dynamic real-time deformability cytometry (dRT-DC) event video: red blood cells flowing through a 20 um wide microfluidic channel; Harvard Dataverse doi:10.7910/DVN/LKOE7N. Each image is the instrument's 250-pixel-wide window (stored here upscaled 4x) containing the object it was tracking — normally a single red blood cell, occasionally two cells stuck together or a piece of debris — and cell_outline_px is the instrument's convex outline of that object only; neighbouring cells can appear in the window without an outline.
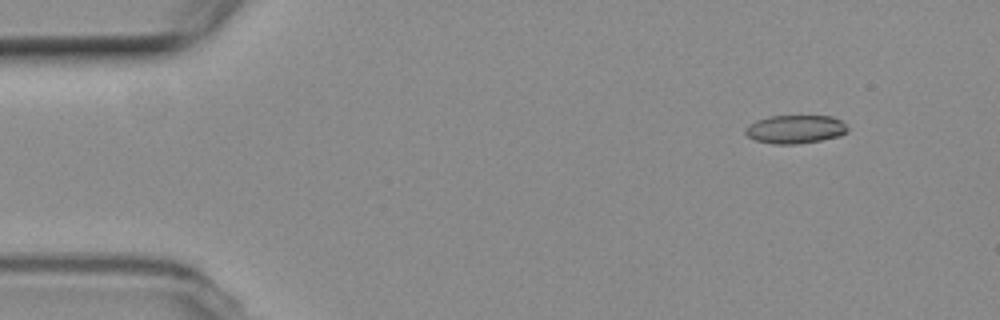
{"species": "common noctule bat (a hibernating species)", "species_latin": "Nyctalus noctula", "temperature_condition": "room temperature", "stored_images_in_passage": 11, "camera_frame_rate_fps": 3000, "um_per_image_px": 0.085, "animal": {"sex": "female", "body_mass_g": 19.3, "forearm_length_mm": 54.1}, "frame": {"image": 1, "passage_image": 2, "time_ms": 1.333, "image_size_px": [1000, 320], "cell_outline_px": [[848, 132], [840, 136], [820, 140], [796, 144], [772, 144], [756, 140], [748, 136], [744, 132], [744, 128], [748, 124], [756, 120], [772, 116], [832, 116], [840, 120], [848, 128]], "centroid_in_image_um": [67.58, 10.98], "position_along_channel_um": 17.4, "area_um2": 16.94}}
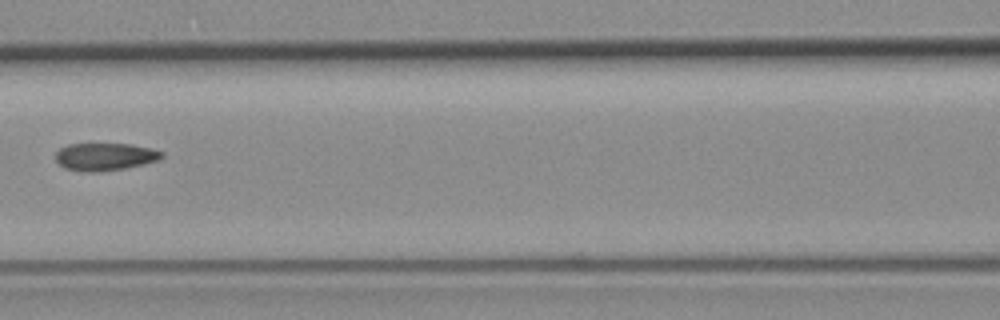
{"frame": {"image": 2, "passage_image": 7, "time_ms": 8.0, "image_size_px": [1000, 320], "cell_outline_px": [[164, 156], [160, 160], [144, 164], [124, 168], [96, 172], [84, 172], [64, 168], [56, 160], [56, 152], [60, 148], [68, 144], [132, 144], [164, 152]], "centroid_in_image_um": [8.93, 13.32], "position_along_channel_um": 157.7, "area_um2": 17.05}}
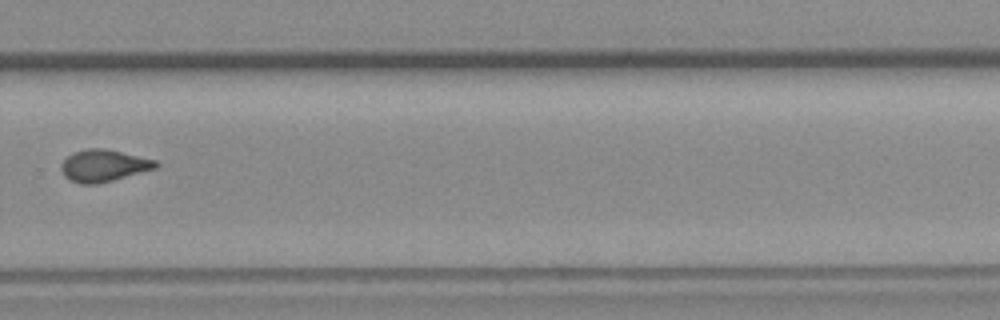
{"frame": {"image": 3, "passage_image": 11, "time_ms": 12.667, "image_size_px": [1000, 320], "cell_outline_px": [[160, 164], [156, 168], [112, 180], [96, 184], [80, 184], [68, 180], [64, 176], [60, 168], [60, 164], [72, 152], [88, 148], [104, 148], [156, 160]], "centroid_in_image_um": [8.77, 14.08], "position_along_channel_um": 321.0, "area_um2": 17.63}}